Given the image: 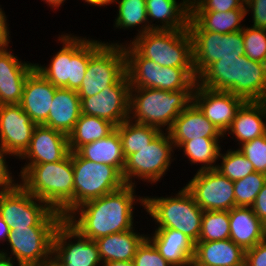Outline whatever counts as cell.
Listing matches in <instances>:
<instances>
[{
    "instance_id": "6da1fadb",
    "label": "cell",
    "mask_w": 266,
    "mask_h": 266,
    "mask_svg": "<svg viewBox=\"0 0 266 266\" xmlns=\"http://www.w3.org/2000/svg\"><path fill=\"white\" fill-rule=\"evenodd\" d=\"M135 188L125 184L115 192L84 202L65 219L83 236L94 241L136 228L133 209L136 203L145 209V196H137Z\"/></svg>"
},
{
    "instance_id": "7a4b0ae2",
    "label": "cell",
    "mask_w": 266,
    "mask_h": 266,
    "mask_svg": "<svg viewBox=\"0 0 266 266\" xmlns=\"http://www.w3.org/2000/svg\"><path fill=\"white\" fill-rule=\"evenodd\" d=\"M197 84L228 91L245 101H266V63L249 59L223 58L210 64L198 77Z\"/></svg>"
},
{
    "instance_id": "3957f363",
    "label": "cell",
    "mask_w": 266,
    "mask_h": 266,
    "mask_svg": "<svg viewBox=\"0 0 266 266\" xmlns=\"http://www.w3.org/2000/svg\"><path fill=\"white\" fill-rule=\"evenodd\" d=\"M20 185L66 218L74 210L72 151L61 161L23 166Z\"/></svg>"
},
{
    "instance_id": "277c9868",
    "label": "cell",
    "mask_w": 266,
    "mask_h": 266,
    "mask_svg": "<svg viewBox=\"0 0 266 266\" xmlns=\"http://www.w3.org/2000/svg\"><path fill=\"white\" fill-rule=\"evenodd\" d=\"M57 40L62 43V48L52 56L48 65L35 63V69L55 87L77 91L84 79L89 59L106 41L87 39L72 33L59 34Z\"/></svg>"
},
{
    "instance_id": "5b68a950",
    "label": "cell",
    "mask_w": 266,
    "mask_h": 266,
    "mask_svg": "<svg viewBox=\"0 0 266 266\" xmlns=\"http://www.w3.org/2000/svg\"><path fill=\"white\" fill-rule=\"evenodd\" d=\"M192 94L193 90L130 88L128 119L168 131L174 120L192 103Z\"/></svg>"
},
{
    "instance_id": "8992f818",
    "label": "cell",
    "mask_w": 266,
    "mask_h": 266,
    "mask_svg": "<svg viewBox=\"0 0 266 266\" xmlns=\"http://www.w3.org/2000/svg\"><path fill=\"white\" fill-rule=\"evenodd\" d=\"M175 196H145V211L158 226L172 228L184 233L194 243L198 242L201 231L203 210L192 194L185 188Z\"/></svg>"
},
{
    "instance_id": "52a82bcc",
    "label": "cell",
    "mask_w": 266,
    "mask_h": 266,
    "mask_svg": "<svg viewBox=\"0 0 266 266\" xmlns=\"http://www.w3.org/2000/svg\"><path fill=\"white\" fill-rule=\"evenodd\" d=\"M126 73L130 88H155L165 91L194 90L197 77L194 68L163 67L143 58L124 42Z\"/></svg>"
},
{
    "instance_id": "ba28073f",
    "label": "cell",
    "mask_w": 266,
    "mask_h": 266,
    "mask_svg": "<svg viewBox=\"0 0 266 266\" xmlns=\"http://www.w3.org/2000/svg\"><path fill=\"white\" fill-rule=\"evenodd\" d=\"M129 44L143 57L163 67L194 68L192 38L188 29L151 30Z\"/></svg>"
},
{
    "instance_id": "9c48e42d",
    "label": "cell",
    "mask_w": 266,
    "mask_h": 266,
    "mask_svg": "<svg viewBox=\"0 0 266 266\" xmlns=\"http://www.w3.org/2000/svg\"><path fill=\"white\" fill-rule=\"evenodd\" d=\"M0 216L10 229L22 227H58L64 217L21 185L0 192Z\"/></svg>"
},
{
    "instance_id": "30bf717a",
    "label": "cell",
    "mask_w": 266,
    "mask_h": 266,
    "mask_svg": "<svg viewBox=\"0 0 266 266\" xmlns=\"http://www.w3.org/2000/svg\"><path fill=\"white\" fill-rule=\"evenodd\" d=\"M174 150L176 149L168 131H161L149 145L126 159L122 173L125 184L136 186L135 179L157 184L176 159L173 158Z\"/></svg>"
},
{
    "instance_id": "8fae6325",
    "label": "cell",
    "mask_w": 266,
    "mask_h": 266,
    "mask_svg": "<svg viewBox=\"0 0 266 266\" xmlns=\"http://www.w3.org/2000/svg\"><path fill=\"white\" fill-rule=\"evenodd\" d=\"M74 209L84 202L121 189L125 182L113 166L96 163L72 152Z\"/></svg>"
},
{
    "instance_id": "7c38bea8",
    "label": "cell",
    "mask_w": 266,
    "mask_h": 266,
    "mask_svg": "<svg viewBox=\"0 0 266 266\" xmlns=\"http://www.w3.org/2000/svg\"><path fill=\"white\" fill-rule=\"evenodd\" d=\"M106 42L90 59L77 90L79 97H90L116 84L126 74L124 43Z\"/></svg>"
},
{
    "instance_id": "4fadbf2b",
    "label": "cell",
    "mask_w": 266,
    "mask_h": 266,
    "mask_svg": "<svg viewBox=\"0 0 266 266\" xmlns=\"http://www.w3.org/2000/svg\"><path fill=\"white\" fill-rule=\"evenodd\" d=\"M57 227H22L10 229L2 254L12 257L23 266H44L52 258L53 239ZM11 252V253H9ZM12 255V256H11Z\"/></svg>"
},
{
    "instance_id": "5bb4252c",
    "label": "cell",
    "mask_w": 266,
    "mask_h": 266,
    "mask_svg": "<svg viewBox=\"0 0 266 266\" xmlns=\"http://www.w3.org/2000/svg\"><path fill=\"white\" fill-rule=\"evenodd\" d=\"M189 33L192 38L196 77L215 61L238 58L245 53L242 30L228 34L212 31H189Z\"/></svg>"
},
{
    "instance_id": "9a60e30c",
    "label": "cell",
    "mask_w": 266,
    "mask_h": 266,
    "mask_svg": "<svg viewBox=\"0 0 266 266\" xmlns=\"http://www.w3.org/2000/svg\"><path fill=\"white\" fill-rule=\"evenodd\" d=\"M52 259L60 266H100L103 264L96 242L83 236L65 218L60 222L54 234Z\"/></svg>"
},
{
    "instance_id": "2e32d148",
    "label": "cell",
    "mask_w": 266,
    "mask_h": 266,
    "mask_svg": "<svg viewBox=\"0 0 266 266\" xmlns=\"http://www.w3.org/2000/svg\"><path fill=\"white\" fill-rule=\"evenodd\" d=\"M185 188L203 211H229L235 207L233 181L216 169L196 171Z\"/></svg>"
},
{
    "instance_id": "e0dca14e",
    "label": "cell",
    "mask_w": 266,
    "mask_h": 266,
    "mask_svg": "<svg viewBox=\"0 0 266 266\" xmlns=\"http://www.w3.org/2000/svg\"><path fill=\"white\" fill-rule=\"evenodd\" d=\"M130 81L127 73L96 95L80 97L81 113L105 119L116 127L129 117Z\"/></svg>"
},
{
    "instance_id": "ac0fdd59",
    "label": "cell",
    "mask_w": 266,
    "mask_h": 266,
    "mask_svg": "<svg viewBox=\"0 0 266 266\" xmlns=\"http://www.w3.org/2000/svg\"><path fill=\"white\" fill-rule=\"evenodd\" d=\"M192 102L224 134L245 100L231 92L209 89L196 83Z\"/></svg>"
},
{
    "instance_id": "d6986e66",
    "label": "cell",
    "mask_w": 266,
    "mask_h": 266,
    "mask_svg": "<svg viewBox=\"0 0 266 266\" xmlns=\"http://www.w3.org/2000/svg\"><path fill=\"white\" fill-rule=\"evenodd\" d=\"M36 126L19 104L0 105V146L15 159L28 148Z\"/></svg>"
},
{
    "instance_id": "ffe728a7",
    "label": "cell",
    "mask_w": 266,
    "mask_h": 266,
    "mask_svg": "<svg viewBox=\"0 0 266 266\" xmlns=\"http://www.w3.org/2000/svg\"><path fill=\"white\" fill-rule=\"evenodd\" d=\"M69 153L66 134L44 125H37L28 148L18 159L26 160L24 166H33L61 161Z\"/></svg>"
},
{
    "instance_id": "44dd1931",
    "label": "cell",
    "mask_w": 266,
    "mask_h": 266,
    "mask_svg": "<svg viewBox=\"0 0 266 266\" xmlns=\"http://www.w3.org/2000/svg\"><path fill=\"white\" fill-rule=\"evenodd\" d=\"M10 50L0 51V105L20 104L26 79L35 68L34 63L21 60Z\"/></svg>"
},
{
    "instance_id": "7402d4cb",
    "label": "cell",
    "mask_w": 266,
    "mask_h": 266,
    "mask_svg": "<svg viewBox=\"0 0 266 266\" xmlns=\"http://www.w3.org/2000/svg\"><path fill=\"white\" fill-rule=\"evenodd\" d=\"M56 88L35 68L29 73L19 105L36 125L47 121Z\"/></svg>"
},
{
    "instance_id": "603a6c76",
    "label": "cell",
    "mask_w": 266,
    "mask_h": 266,
    "mask_svg": "<svg viewBox=\"0 0 266 266\" xmlns=\"http://www.w3.org/2000/svg\"><path fill=\"white\" fill-rule=\"evenodd\" d=\"M177 150L185 141L204 138H223L220 130L212 124L192 102L174 120L168 130Z\"/></svg>"
},
{
    "instance_id": "cb8c5ba5",
    "label": "cell",
    "mask_w": 266,
    "mask_h": 266,
    "mask_svg": "<svg viewBox=\"0 0 266 266\" xmlns=\"http://www.w3.org/2000/svg\"><path fill=\"white\" fill-rule=\"evenodd\" d=\"M264 134H266V101H245L223 134V138L232 135L231 139L241 145Z\"/></svg>"
},
{
    "instance_id": "d4e9b609",
    "label": "cell",
    "mask_w": 266,
    "mask_h": 266,
    "mask_svg": "<svg viewBox=\"0 0 266 266\" xmlns=\"http://www.w3.org/2000/svg\"><path fill=\"white\" fill-rule=\"evenodd\" d=\"M147 238L172 266H191L195 243L184 233L172 228H156Z\"/></svg>"
},
{
    "instance_id": "484cf974",
    "label": "cell",
    "mask_w": 266,
    "mask_h": 266,
    "mask_svg": "<svg viewBox=\"0 0 266 266\" xmlns=\"http://www.w3.org/2000/svg\"><path fill=\"white\" fill-rule=\"evenodd\" d=\"M245 252L230 239L196 242L192 266H245Z\"/></svg>"
},
{
    "instance_id": "4316f807",
    "label": "cell",
    "mask_w": 266,
    "mask_h": 266,
    "mask_svg": "<svg viewBox=\"0 0 266 266\" xmlns=\"http://www.w3.org/2000/svg\"><path fill=\"white\" fill-rule=\"evenodd\" d=\"M147 19L151 30H182L188 28L189 0H146ZM157 21L154 24L153 22Z\"/></svg>"
},
{
    "instance_id": "83f0119b",
    "label": "cell",
    "mask_w": 266,
    "mask_h": 266,
    "mask_svg": "<svg viewBox=\"0 0 266 266\" xmlns=\"http://www.w3.org/2000/svg\"><path fill=\"white\" fill-rule=\"evenodd\" d=\"M81 114V100L77 91L57 87L48 119L43 125L68 136Z\"/></svg>"
},
{
    "instance_id": "f1b7e54d",
    "label": "cell",
    "mask_w": 266,
    "mask_h": 266,
    "mask_svg": "<svg viewBox=\"0 0 266 266\" xmlns=\"http://www.w3.org/2000/svg\"><path fill=\"white\" fill-rule=\"evenodd\" d=\"M229 239L245 251L265 240L263 222L251 207L235 206L229 210Z\"/></svg>"
},
{
    "instance_id": "f546056e",
    "label": "cell",
    "mask_w": 266,
    "mask_h": 266,
    "mask_svg": "<svg viewBox=\"0 0 266 266\" xmlns=\"http://www.w3.org/2000/svg\"><path fill=\"white\" fill-rule=\"evenodd\" d=\"M246 9H233L227 12L190 11L188 31H212L222 34L241 31ZM243 25V26H242Z\"/></svg>"
},
{
    "instance_id": "4dcf8cb0",
    "label": "cell",
    "mask_w": 266,
    "mask_h": 266,
    "mask_svg": "<svg viewBox=\"0 0 266 266\" xmlns=\"http://www.w3.org/2000/svg\"><path fill=\"white\" fill-rule=\"evenodd\" d=\"M146 237V234H140L133 228L96 239L95 242L102 263L131 261L134 259L138 246Z\"/></svg>"
},
{
    "instance_id": "1f68e13d",
    "label": "cell",
    "mask_w": 266,
    "mask_h": 266,
    "mask_svg": "<svg viewBox=\"0 0 266 266\" xmlns=\"http://www.w3.org/2000/svg\"><path fill=\"white\" fill-rule=\"evenodd\" d=\"M76 153L87 160L111 165L123 173L126 159L117 129L104 138L81 146Z\"/></svg>"
},
{
    "instance_id": "d6a6232c",
    "label": "cell",
    "mask_w": 266,
    "mask_h": 266,
    "mask_svg": "<svg viewBox=\"0 0 266 266\" xmlns=\"http://www.w3.org/2000/svg\"><path fill=\"white\" fill-rule=\"evenodd\" d=\"M115 129L116 126L105 119L81 114L68 135L69 149L76 152L81 146L104 138Z\"/></svg>"
},
{
    "instance_id": "836d02e7",
    "label": "cell",
    "mask_w": 266,
    "mask_h": 266,
    "mask_svg": "<svg viewBox=\"0 0 266 266\" xmlns=\"http://www.w3.org/2000/svg\"><path fill=\"white\" fill-rule=\"evenodd\" d=\"M221 139L224 138H204L202 139H193L190 141H185L180 147L179 150L183 151L184 157L188 158L187 161H190L191 166L200 165L197 171L216 169V162L219 159V154L221 151ZM199 163V164H198Z\"/></svg>"
},
{
    "instance_id": "e575fe53",
    "label": "cell",
    "mask_w": 266,
    "mask_h": 266,
    "mask_svg": "<svg viewBox=\"0 0 266 266\" xmlns=\"http://www.w3.org/2000/svg\"><path fill=\"white\" fill-rule=\"evenodd\" d=\"M113 3L118 4L114 28L133 30L139 26L134 38L151 31L147 19L146 0H112L111 4Z\"/></svg>"
},
{
    "instance_id": "d590c367",
    "label": "cell",
    "mask_w": 266,
    "mask_h": 266,
    "mask_svg": "<svg viewBox=\"0 0 266 266\" xmlns=\"http://www.w3.org/2000/svg\"><path fill=\"white\" fill-rule=\"evenodd\" d=\"M116 129L121 139L125 159L149 145L161 132L157 127L136 123L129 119L119 124Z\"/></svg>"
},
{
    "instance_id": "8d00e7d4",
    "label": "cell",
    "mask_w": 266,
    "mask_h": 266,
    "mask_svg": "<svg viewBox=\"0 0 266 266\" xmlns=\"http://www.w3.org/2000/svg\"><path fill=\"white\" fill-rule=\"evenodd\" d=\"M229 211H204L198 242L229 239Z\"/></svg>"
},
{
    "instance_id": "74e56055",
    "label": "cell",
    "mask_w": 266,
    "mask_h": 266,
    "mask_svg": "<svg viewBox=\"0 0 266 266\" xmlns=\"http://www.w3.org/2000/svg\"><path fill=\"white\" fill-rule=\"evenodd\" d=\"M223 153L220 151L219 161L216 170L226 176L231 181L243 179L247 175L255 172L253 164L237 149H228Z\"/></svg>"
},
{
    "instance_id": "f35d334b",
    "label": "cell",
    "mask_w": 266,
    "mask_h": 266,
    "mask_svg": "<svg viewBox=\"0 0 266 266\" xmlns=\"http://www.w3.org/2000/svg\"><path fill=\"white\" fill-rule=\"evenodd\" d=\"M265 183L266 175L256 171L234 181L235 206L251 207Z\"/></svg>"
},
{
    "instance_id": "ab89813d",
    "label": "cell",
    "mask_w": 266,
    "mask_h": 266,
    "mask_svg": "<svg viewBox=\"0 0 266 266\" xmlns=\"http://www.w3.org/2000/svg\"><path fill=\"white\" fill-rule=\"evenodd\" d=\"M245 55L254 61L266 63V29L253 28L242 29Z\"/></svg>"
},
{
    "instance_id": "60d3db41",
    "label": "cell",
    "mask_w": 266,
    "mask_h": 266,
    "mask_svg": "<svg viewBox=\"0 0 266 266\" xmlns=\"http://www.w3.org/2000/svg\"><path fill=\"white\" fill-rule=\"evenodd\" d=\"M238 150L253 164L254 170L266 175V134L238 145Z\"/></svg>"
},
{
    "instance_id": "b9f144b4",
    "label": "cell",
    "mask_w": 266,
    "mask_h": 266,
    "mask_svg": "<svg viewBox=\"0 0 266 266\" xmlns=\"http://www.w3.org/2000/svg\"><path fill=\"white\" fill-rule=\"evenodd\" d=\"M133 262L135 266H172L147 237L138 246Z\"/></svg>"
},
{
    "instance_id": "7bdbcfd3",
    "label": "cell",
    "mask_w": 266,
    "mask_h": 266,
    "mask_svg": "<svg viewBox=\"0 0 266 266\" xmlns=\"http://www.w3.org/2000/svg\"><path fill=\"white\" fill-rule=\"evenodd\" d=\"M233 9H246L241 0H194L190 3V11L227 12Z\"/></svg>"
},
{
    "instance_id": "ee69618b",
    "label": "cell",
    "mask_w": 266,
    "mask_h": 266,
    "mask_svg": "<svg viewBox=\"0 0 266 266\" xmlns=\"http://www.w3.org/2000/svg\"><path fill=\"white\" fill-rule=\"evenodd\" d=\"M8 156L13 155L0 146V192L13 190L20 185L7 165L9 163L6 161Z\"/></svg>"
},
{
    "instance_id": "f6af8a7d",
    "label": "cell",
    "mask_w": 266,
    "mask_h": 266,
    "mask_svg": "<svg viewBox=\"0 0 266 266\" xmlns=\"http://www.w3.org/2000/svg\"><path fill=\"white\" fill-rule=\"evenodd\" d=\"M246 14L252 15V27L266 29V0H249L245 4ZM250 11V13H249Z\"/></svg>"
},
{
    "instance_id": "bcb514c9",
    "label": "cell",
    "mask_w": 266,
    "mask_h": 266,
    "mask_svg": "<svg viewBox=\"0 0 266 266\" xmlns=\"http://www.w3.org/2000/svg\"><path fill=\"white\" fill-rule=\"evenodd\" d=\"M245 266H266V239L246 250Z\"/></svg>"
},
{
    "instance_id": "7dc6e473",
    "label": "cell",
    "mask_w": 266,
    "mask_h": 266,
    "mask_svg": "<svg viewBox=\"0 0 266 266\" xmlns=\"http://www.w3.org/2000/svg\"><path fill=\"white\" fill-rule=\"evenodd\" d=\"M254 211V214L264 222L266 220V183L263 188L260 190L256 199L251 206Z\"/></svg>"
},
{
    "instance_id": "c3c4849f",
    "label": "cell",
    "mask_w": 266,
    "mask_h": 266,
    "mask_svg": "<svg viewBox=\"0 0 266 266\" xmlns=\"http://www.w3.org/2000/svg\"><path fill=\"white\" fill-rule=\"evenodd\" d=\"M5 12L2 10L0 5V51L8 49L11 42V37L9 36V24L7 22Z\"/></svg>"
},
{
    "instance_id": "681fc988",
    "label": "cell",
    "mask_w": 266,
    "mask_h": 266,
    "mask_svg": "<svg viewBox=\"0 0 266 266\" xmlns=\"http://www.w3.org/2000/svg\"><path fill=\"white\" fill-rule=\"evenodd\" d=\"M10 232V227L6 224L4 219L0 216V243L7 241Z\"/></svg>"
},
{
    "instance_id": "f907efd6",
    "label": "cell",
    "mask_w": 266,
    "mask_h": 266,
    "mask_svg": "<svg viewBox=\"0 0 266 266\" xmlns=\"http://www.w3.org/2000/svg\"><path fill=\"white\" fill-rule=\"evenodd\" d=\"M0 266H23V265L16 262L12 257L2 254L0 252Z\"/></svg>"
},
{
    "instance_id": "816d5d0a",
    "label": "cell",
    "mask_w": 266,
    "mask_h": 266,
    "mask_svg": "<svg viewBox=\"0 0 266 266\" xmlns=\"http://www.w3.org/2000/svg\"><path fill=\"white\" fill-rule=\"evenodd\" d=\"M102 266H135L133 260L131 261H109L103 263Z\"/></svg>"
},
{
    "instance_id": "f5cc1de1",
    "label": "cell",
    "mask_w": 266,
    "mask_h": 266,
    "mask_svg": "<svg viewBox=\"0 0 266 266\" xmlns=\"http://www.w3.org/2000/svg\"><path fill=\"white\" fill-rule=\"evenodd\" d=\"M85 3L91 5V6H97V7H101V6H107L110 5L112 0H82Z\"/></svg>"
},
{
    "instance_id": "db71d44e",
    "label": "cell",
    "mask_w": 266,
    "mask_h": 266,
    "mask_svg": "<svg viewBox=\"0 0 266 266\" xmlns=\"http://www.w3.org/2000/svg\"><path fill=\"white\" fill-rule=\"evenodd\" d=\"M44 1L45 3H47L49 5V7L56 8L58 9L59 7H61V5H63V3L66 0H41Z\"/></svg>"
},
{
    "instance_id": "11a10c76",
    "label": "cell",
    "mask_w": 266,
    "mask_h": 266,
    "mask_svg": "<svg viewBox=\"0 0 266 266\" xmlns=\"http://www.w3.org/2000/svg\"><path fill=\"white\" fill-rule=\"evenodd\" d=\"M44 266H60L59 264H57L52 258L44 264Z\"/></svg>"
},
{
    "instance_id": "9f6ffc18",
    "label": "cell",
    "mask_w": 266,
    "mask_h": 266,
    "mask_svg": "<svg viewBox=\"0 0 266 266\" xmlns=\"http://www.w3.org/2000/svg\"><path fill=\"white\" fill-rule=\"evenodd\" d=\"M263 233H264V237L266 239V220L263 222Z\"/></svg>"
},
{
    "instance_id": "6f0895ef",
    "label": "cell",
    "mask_w": 266,
    "mask_h": 266,
    "mask_svg": "<svg viewBox=\"0 0 266 266\" xmlns=\"http://www.w3.org/2000/svg\"><path fill=\"white\" fill-rule=\"evenodd\" d=\"M244 4H246L249 0H241Z\"/></svg>"
}]
</instances>
